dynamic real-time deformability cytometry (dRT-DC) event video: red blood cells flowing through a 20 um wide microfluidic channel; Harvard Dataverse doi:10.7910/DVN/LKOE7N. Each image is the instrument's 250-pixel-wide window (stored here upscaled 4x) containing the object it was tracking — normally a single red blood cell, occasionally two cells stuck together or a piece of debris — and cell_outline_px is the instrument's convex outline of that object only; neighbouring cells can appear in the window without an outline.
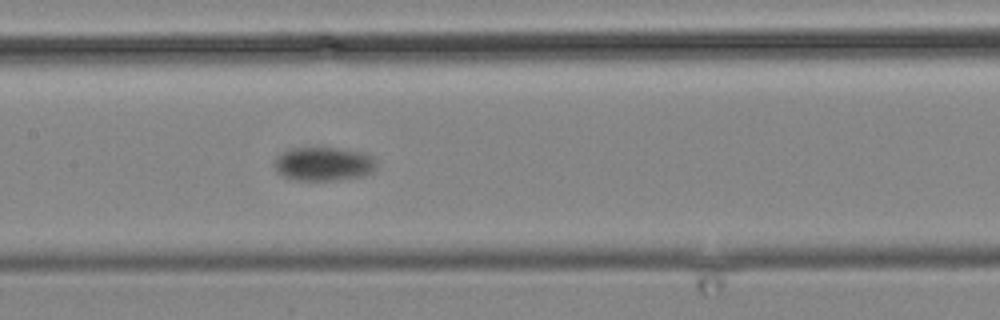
{"species": "common noctule bat (a hibernating species)", "species_latin": "Nyctalus noctula", "temperature_condition": "cold", "stored_images_in_passage": 17, "camera_frame_rate_fps": 3000, "um_per_image_px": 0.085, "animal": {"sex": "male", "body_mass_g": 19.2, "forearm_length_mm": 51.8}, "frame": {"image": 1, "passage_image": 17, "time_ms": 19.667, "image_size_px": [1000, 320], "cell_outline_px": [[376, 168], [372, 172], [364, 176], [336, 180], [296, 180], [284, 176], [276, 168], [276, 160], [284, 152], [296, 148], [336, 148], [364, 152], [372, 156], [376, 160]], "centroid_in_image_um": [27.61, 13.94], "position_along_channel_um": 179.8, "area_um2": 19.77}}